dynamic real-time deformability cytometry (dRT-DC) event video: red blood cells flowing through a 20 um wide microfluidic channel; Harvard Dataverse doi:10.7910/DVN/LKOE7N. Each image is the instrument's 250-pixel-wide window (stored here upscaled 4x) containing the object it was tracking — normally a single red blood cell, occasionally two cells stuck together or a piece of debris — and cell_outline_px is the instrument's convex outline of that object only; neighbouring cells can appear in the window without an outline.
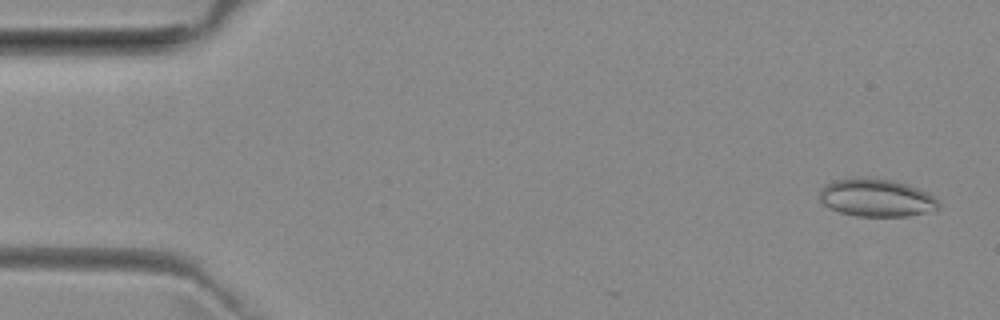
{"species": "common noctule bat (a hibernating species)", "species_latin": "Nyctalus noctula", "temperature_condition": "room temperature", "stored_images_in_passage": 8, "camera_frame_rate_fps": 3000, "um_per_image_px": 0.085, "animal": {"sex": "female", "body_mass_g": 29.2, "forearm_length_mm": 56.3}, "frame": {"image": 1, "passage_image": 2, "time_ms": 0.333, "image_size_px": [1000, 320], "cell_outline_px": [[940, 208], [928, 212], [908, 216], [856, 216], [840, 212], [828, 208], [820, 200], [820, 192], [832, 180], [892, 180], [908, 184], [928, 192], [940, 204]], "centroid_in_image_um": [74.55, 16.86], "position_along_channel_um": 10.5, "area_um2": 25.49}}